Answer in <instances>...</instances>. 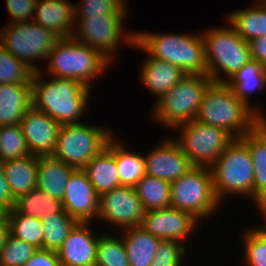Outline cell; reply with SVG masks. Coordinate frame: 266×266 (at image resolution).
<instances>
[{"label": "cell", "instance_id": "obj_1", "mask_svg": "<svg viewBox=\"0 0 266 266\" xmlns=\"http://www.w3.org/2000/svg\"><path fill=\"white\" fill-rule=\"evenodd\" d=\"M42 73L45 71L35 72L32 77V107L60 125L81 123L91 88L77 80L55 76L45 81Z\"/></svg>", "mask_w": 266, "mask_h": 266}, {"label": "cell", "instance_id": "obj_2", "mask_svg": "<svg viewBox=\"0 0 266 266\" xmlns=\"http://www.w3.org/2000/svg\"><path fill=\"white\" fill-rule=\"evenodd\" d=\"M137 32L133 45L151 57L180 67L187 74L207 75V60L202 34Z\"/></svg>", "mask_w": 266, "mask_h": 266}, {"label": "cell", "instance_id": "obj_3", "mask_svg": "<svg viewBox=\"0 0 266 266\" xmlns=\"http://www.w3.org/2000/svg\"><path fill=\"white\" fill-rule=\"evenodd\" d=\"M195 120L224 129L233 138L243 137L261 121L226 83L219 82L207 88Z\"/></svg>", "mask_w": 266, "mask_h": 266}, {"label": "cell", "instance_id": "obj_4", "mask_svg": "<svg viewBox=\"0 0 266 266\" xmlns=\"http://www.w3.org/2000/svg\"><path fill=\"white\" fill-rule=\"evenodd\" d=\"M213 189L219 202L227 195L254 200V165L246 143L234 138L210 167ZM249 196V197H248Z\"/></svg>", "mask_w": 266, "mask_h": 266}, {"label": "cell", "instance_id": "obj_5", "mask_svg": "<svg viewBox=\"0 0 266 266\" xmlns=\"http://www.w3.org/2000/svg\"><path fill=\"white\" fill-rule=\"evenodd\" d=\"M48 61L46 72L50 77L77 80L89 88L92 79L103 75L111 64L98 51L79 43L73 37L60 38L54 45Z\"/></svg>", "mask_w": 266, "mask_h": 266}, {"label": "cell", "instance_id": "obj_6", "mask_svg": "<svg viewBox=\"0 0 266 266\" xmlns=\"http://www.w3.org/2000/svg\"><path fill=\"white\" fill-rule=\"evenodd\" d=\"M212 82L208 75L186 74L156 102L153 117L173 130L195 120L204 93Z\"/></svg>", "mask_w": 266, "mask_h": 266}, {"label": "cell", "instance_id": "obj_7", "mask_svg": "<svg viewBox=\"0 0 266 266\" xmlns=\"http://www.w3.org/2000/svg\"><path fill=\"white\" fill-rule=\"evenodd\" d=\"M229 26L214 27L202 34L208 68L207 75L213 82L226 83L219 73H224L227 79H230L251 60L249 42L238 35L230 24Z\"/></svg>", "mask_w": 266, "mask_h": 266}, {"label": "cell", "instance_id": "obj_8", "mask_svg": "<svg viewBox=\"0 0 266 266\" xmlns=\"http://www.w3.org/2000/svg\"><path fill=\"white\" fill-rule=\"evenodd\" d=\"M170 207L191 214L198 221L209 217L221 205L217 199L209 167L194 166L171 182Z\"/></svg>", "mask_w": 266, "mask_h": 266}, {"label": "cell", "instance_id": "obj_9", "mask_svg": "<svg viewBox=\"0 0 266 266\" xmlns=\"http://www.w3.org/2000/svg\"><path fill=\"white\" fill-rule=\"evenodd\" d=\"M114 136L110 130L81 123L61 125L54 158L76 169H83Z\"/></svg>", "mask_w": 266, "mask_h": 266}, {"label": "cell", "instance_id": "obj_10", "mask_svg": "<svg viewBox=\"0 0 266 266\" xmlns=\"http://www.w3.org/2000/svg\"><path fill=\"white\" fill-rule=\"evenodd\" d=\"M60 39L50 31L33 21L9 23L0 32L1 45L14 57L26 64L34 72L40 69L35 60L48 61L56 42ZM34 63V64H33Z\"/></svg>", "mask_w": 266, "mask_h": 266}, {"label": "cell", "instance_id": "obj_11", "mask_svg": "<svg viewBox=\"0 0 266 266\" xmlns=\"http://www.w3.org/2000/svg\"><path fill=\"white\" fill-rule=\"evenodd\" d=\"M175 138L182 152L193 166L211 167L234 139L224 129L193 120L176 126Z\"/></svg>", "mask_w": 266, "mask_h": 266}, {"label": "cell", "instance_id": "obj_12", "mask_svg": "<svg viewBox=\"0 0 266 266\" xmlns=\"http://www.w3.org/2000/svg\"><path fill=\"white\" fill-rule=\"evenodd\" d=\"M126 17V15L75 17L76 31L73 32L72 37L79 43L98 51L111 63L122 41L130 47L136 43V32L123 33L122 24Z\"/></svg>", "mask_w": 266, "mask_h": 266}, {"label": "cell", "instance_id": "obj_13", "mask_svg": "<svg viewBox=\"0 0 266 266\" xmlns=\"http://www.w3.org/2000/svg\"><path fill=\"white\" fill-rule=\"evenodd\" d=\"M134 187L121 186L99 196L98 220L123 229L139 227L144 215Z\"/></svg>", "mask_w": 266, "mask_h": 266}, {"label": "cell", "instance_id": "obj_14", "mask_svg": "<svg viewBox=\"0 0 266 266\" xmlns=\"http://www.w3.org/2000/svg\"><path fill=\"white\" fill-rule=\"evenodd\" d=\"M191 214L172 207L145 211L140 227L161 240L183 243L199 225Z\"/></svg>", "mask_w": 266, "mask_h": 266}, {"label": "cell", "instance_id": "obj_15", "mask_svg": "<svg viewBox=\"0 0 266 266\" xmlns=\"http://www.w3.org/2000/svg\"><path fill=\"white\" fill-rule=\"evenodd\" d=\"M20 126L32 155L54 156L60 124L48 114L31 107L20 121Z\"/></svg>", "mask_w": 266, "mask_h": 266}, {"label": "cell", "instance_id": "obj_16", "mask_svg": "<svg viewBox=\"0 0 266 266\" xmlns=\"http://www.w3.org/2000/svg\"><path fill=\"white\" fill-rule=\"evenodd\" d=\"M149 152L144 155L149 176L171 183L194 167L173 138L162 140Z\"/></svg>", "mask_w": 266, "mask_h": 266}, {"label": "cell", "instance_id": "obj_17", "mask_svg": "<svg viewBox=\"0 0 266 266\" xmlns=\"http://www.w3.org/2000/svg\"><path fill=\"white\" fill-rule=\"evenodd\" d=\"M99 196L83 169L70 176L62 198L63 209L78 222H93L98 215Z\"/></svg>", "mask_w": 266, "mask_h": 266}, {"label": "cell", "instance_id": "obj_18", "mask_svg": "<svg viewBox=\"0 0 266 266\" xmlns=\"http://www.w3.org/2000/svg\"><path fill=\"white\" fill-rule=\"evenodd\" d=\"M90 222H78L57 251L61 266H95L99 236Z\"/></svg>", "mask_w": 266, "mask_h": 266}, {"label": "cell", "instance_id": "obj_19", "mask_svg": "<svg viewBox=\"0 0 266 266\" xmlns=\"http://www.w3.org/2000/svg\"><path fill=\"white\" fill-rule=\"evenodd\" d=\"M32 21L60 38H70L76 23L74 5L69 0H37Z\"/></svg>", "mask_w": 266, "mask_h": 266}, {"label": "cell", "instance_id": "obj_20", "mask_svg": "<svg viewBox=\"0 0 266 266\" xmlns=\"http://www.w3.org/2000/svg\"><path fill=\"white\" fill-rule=\"evenodd\" d=\"M98 196L121 187L115 160V136L99 154L83 168Z\"/></svg>", "mask_w": 266, "mask_h": 266}, {"label": "cell", "instance_id": "obj_21", "mask_svg": "<svg viewBox=\"0 0 266 266\" xmlns=\"http://www.w3.org/2000/svg\"><path fill=\"white\" fill-rule=\"evenodd\" d=\"M186 74L180 67L153 58L148 54L139 77L142 84L157 96L158 101Z\"/></svg>", "mask_w": 266, "mask_h": 266}, {"label": "cell", "instance_id": "obj_22", "mask_svg": "<svg viewBox=\"0 0 266 266\" xmlns=\"http://www.w3.org/2000/svg\"><path fill=\"white\" fill-rule=\"evenodd\" d=\"M241 139L246 143L254 165V201L266 200V120H261Z\"/></svg>", "mask_w": 266, "mask_h": 266}, {"label": "cell", "instance_id": "obj_23", "mask_svg": "<svg viewBox=\"0 0 266 266\" xmlns=\"http://www.w3.org/2000/svg\"><path fill=\"white\" fill-rule=\"evenodd\" d=\"M32 107V84H0V126L20 124Z\"/></svg>", "mask_w": 266, "mask_h": 266}, {"label": "cell", "instance_id": "obj_24", "mask_svg": "<svg viewBox=\"0 0 266 266\" xmlns=\"http://www.w3.org/2000/svg\"><path fill=\"white\" fill-rule=\"evenodd\" d=\"M226 84L233 91L234 95L250 108L261 120H266V116L263 115L264 113L259 111L261 109L257 110V108H253L249 100L251 93H254V91L258 89H265L266 73L262 63H259L254 59L249 60L229 80L226 79Z\"/></svg>", "mask_w": 266, "mask_h": 266}, {"label": "cell", "instance_id": "obj_25", "mask_svg": "<svg viewBox=\"0 0 266 266\" xmlns=\"http://www.w3.org/2000/svg\"><path fill=\"white\" fill-rule=\"evenodd\" d=\"M75 170L53 156L38 157L36 188L62 201L65 187Z\"/></svg>", "mask_w": 266, "mask_h": 266}, {"label": "cell", "instance_id": "obj_26", "mask_svg": "<svg viewBox=\"0 0 266 266\" xmlns=\"http://www.w3.org/2000/svg\"><path fill=\"white\" fill-rule=\"evenodd\" d=\"M37 165L38 157L32 154L2 162L4 176L14 199L36 188Z\"/></svg>", "mask_w": 266, "mask_h": 266}, {"label": "cell", "instance_id": "obj_27", "mask_svg": "<svg viewBox=\"0 0 266 266\" xmlns=\"http://www.w3.org/2000/svg\"><path fill=\"white\" fill-rule=\"evenodd\" d=\"M123 243L130 266H151L161 239L140 226L123 229Z\"/></svg>", "mask_w": 266, "mask_h": 266}, {"label": "cell", "instance_id": "obj_28", "mask_svg": "<svg viewBox=\"0 0 266 266\" xmlns=\"http://www.w3.org/2000/svg\"><path fill=\"white\" fill-rule=\"evenodd\" d=\"M257 1L256 7L235 10L227 16V22L247 42L266 35V2Z\"/></svg>", "mask_w": 266, "mask_h": 266}, {"label": "cell", "instance_id": "obj_29", "mask_svg": "<svg viewBox=\"0 0 266 266\" xmlns=\"http://www.w3.org/2000/svg\"><path fill=\"white\" fill-rule=\"evenodd\" d=\"M13 209L17 213L39 219L53 214L67 213L63 209L61 200L38 188L17 197Z\"/></svg>", "mask_w": 266, "mask_h": 266}, {"label": "cell", "instance_id": "obj_30", "mask_svg": "<svg viewBox=\"0 0 266 266\" xmlns=\"http://www.w3.org/2000/svg\"><path fill=\"white\" fill-rule=\"evenodd\" d=\"M134 188L144 211L170 207V182L145 174Z\"/></svg>", "mask_w": 266, "mask_h": 266}, {"label": "cell", "instance_id": "obj_31", "mask_svg": "<svg viewBox=\"0 0 266 266\" xmlns=\"http://www.w3.org/2000/svg\"><path fill=\"white\" fill-rule=\"evenodd\" d=\"M115 138V160L121 186L135 187L146 174L144 155L129 151Z\"/></svg>", "mask_w": 266, "mask_h": 266}, {"label": "cell", "instance_id": "obj_32", "mask_svg": "<svg viewBox=\"0 0 266 266\" xmlns=\"http://www.w3.org/2000/svg\"><path fill=\"white\" fill-rule=\"evenodd\" d=\"M43 227V249L57 252L63 241L68 237L70 231L78 221L67 213H58L44 216Z\"/></svg>", "mask_w": 266, "mask_h": 266}, {"label": "cell", "instance_id": "obj_33", "mask_svg": "<svg viewBox=\"0 0 266 266\" xmlns=\"http://www.w3.org/2000/svg\"><path fill=\"white\" fill-rule=\"evenodd\" d=\"M10 225V234L18 239L33 245L37 249H43L42 220L20 213L14 209L7 211Z\"/></svg>", "mask_w": 266, "mask_h": 266}, {"label": "cell", "instance_id": "obj_34", "mask_svg": "<svg viewBox=\"0 0 266 266\" xmlns=\"http://www.w3.org/2000/svg\"><path fill=\"white\" fill-rule=\"evenodd\" d=\"M95 266H130L122 236L99 235Z\"/></svg>", "mask_w": 266, "mask_h": 266}, {"label": "cell", "instance_id": "obj_35", "mask_svg": "<svg viewBox=\"0 0 266 266\" xmlns=\"http://www.w3.org/2000/svg\"><path fill=\"white\" fill-rule=\"evenodd\" d=\"M31 155L20 124L0 126V161Z\"/></svg>", "mask_w": 266, "mask_h": 266}, {"label": "cell", "instance_id": "obj_36", "mask_svg": "<svg viewBox=\"0 0 266 266\" xmlns=\"http://www.w3.org/2000/svg\"><path fill=\"white\" fill-rule=\"evenodd\" d=\"M34 73L0 43V84H31Z\"/></svg>", "mask_w": 266, "mask_h": 266}, {"label": "cell", "instance_id": "obj_37", "mask_svg": "<svg viewBox=\"0 0 266 266\" xmlns=\"http://www.w3.org/2000/svg\"><path fill=\"white\" fill-rule=\"evenodd\" d=\"M126 0H82L74 4L75 17L128 15Z\"/></svg>", "mask_w": 266, "mask_h": 266}, {"label": "cell", "instance_id": "obj_38", "mask_svg": "<svg viewBox=\"0 0 266 266\" xmlns=\"http://www.w3.org/2000/svg\"><path fill=\"white\" fill-rule=\"evenodd\" d=\"M249 230L243 236L244 263L248 266H266V231L261 226Z\"/></svg>", "mask_w": 266, "mask_h": 266}, {"label": "cell", "instance_id": "obj_39", "mask_svg": "<svg viewBox=\"0 0 266 266\" xmlns=\"http://www.w3.org/2000/svg\"><path fill=\"white\" fill-rule=\"evenodd\" d=\"M36 250L33 245L9 234L0 250V266H24Z\"/></svg>", "mask_w": 266, "mask_h": 266}, {"label": "cell", "instance_id": "obj_40", "mask_svg": "<svg viewBox=\"0 0 266 266\" xmlns=\"http://www.w3.org/2000/svg\"><path fill=\"white\" fill-rule=\"evenodd\" d=\"M186 247L177 240H161L151 266H181Z\"/></svg>", "mask_w": 266, "mask_h": 266}, {"label": "cell", "instance_id": "obj_41", "mask_svg": "<svg viewBox=\"0 0 266 266\" xmlns=\"http://www.w3.org/2000/svg\"><path fill=\"white\" fill-rule=\"evenodd\" d=\"M5 3L11 23L32 21L37 0H6Z\"/></svg>", "mask_w": 266, "mask_h": 266}, {"label": "cell", "instance_id": "obj_42", "mask_svg": "<svg viewBox=\"0 0 266 266\" xmlns=\"http://www.w3.org/2000/svg\"><path fill=\"white\" fill-rule=\"evenodd\" d=\"M24 266H61V264L57 252L37 249Z\"/></svg>", "mask_w": 266, "mask_h": 266}, {"label": "cell", "instance_id": "obj_43", "mask_svg": "<svg viewBox=\"0 0 266 266\" xmlns=\"http://www.w3.org/2000/svg\"><path fill=\"white\" fill-rule=\"evenodd\" d=\"M15 199L11 194L10 187L4 176L2 162L0 161V205L7 211L13 209Z\"/></svg>", "mask_w": 266, "mask_h": 266}, {"label": "cell", "instance_id": "obj_44", "mask_svg": "<svg viewBox=\"0 0 266 266\" xmlns=\"http://www.w3.org/2000/svg\"><path fill=\"white\" fill-rule=\"evenodd\" d=\"M251 59L264 64L266 62V35L249 42Z\"/></svg>", "mask_w": 266, "mask_h": 266}, {"label": "cell", "instance_id": "obj_45", "mask_svg": "<svg viewBox=\"0 0 266 266\" xmlns=\"http://www.w3.org/2000/svg\"><path fill=\"white\" fill-rule=\"evenodd\" d=\"M10 234V225L7 216L0 221V250L4 247Z\"/></svg>", "mask_w": 266, "mask_h": 266}, {"label": "cell", "instance_id": "obj_46", "mask_svg": "<svg viewBox=\"0 0 266 266\" xmlns=\"http://www.w3.org/2000/svg\"><path fill=\"white\" fill-rule=\"evenodd\" d=\"M261 213V215L264 216V220H265V223H266V200H264L258 207H257ZM263 224L264 226H266V224Z\"/></svg>", "mask_w": 266, "mask_h": 266}, {"label": "cell", "instance_id": "obj_47", "mask_svg": "<svg viewBox=\"0 0 266 266\" xmlns=\"http://www.w3.org/2000/svg\"><path fill=\"white\" fill-rule=\"evenodd\" d=\"M7 216V210L0 205V221Z\"/></svg>", "mask_w": 266, "mask_h": 266}, {"label": "cell", "instance_id": "obj_48", "mask_svg": "<svg viewBox=\"0 0 266 266\" xmlns=\"http://www.w3.org/2000/svg\"><path fill=\"white\" fill-rule=\"evenodd\" d=\"M263 67H264V71L266 73V62L263 64Z\"/></svg>", "mask_w": 266, "mask_h": 266}, {"label": "cell", "instance_id": "obj_49", "mask_svg": "<svg viewBox=\"0 0 266 266\" xmlns=\"http://www.w3.org/2000/svg\"><path fill=\"white\" fill-rule=\"evenodd\" d=\"M261 227L266 231V226L261 225Z\"/></svg>", "mask_w": 266, "mask_h": 266}]
</instances>
